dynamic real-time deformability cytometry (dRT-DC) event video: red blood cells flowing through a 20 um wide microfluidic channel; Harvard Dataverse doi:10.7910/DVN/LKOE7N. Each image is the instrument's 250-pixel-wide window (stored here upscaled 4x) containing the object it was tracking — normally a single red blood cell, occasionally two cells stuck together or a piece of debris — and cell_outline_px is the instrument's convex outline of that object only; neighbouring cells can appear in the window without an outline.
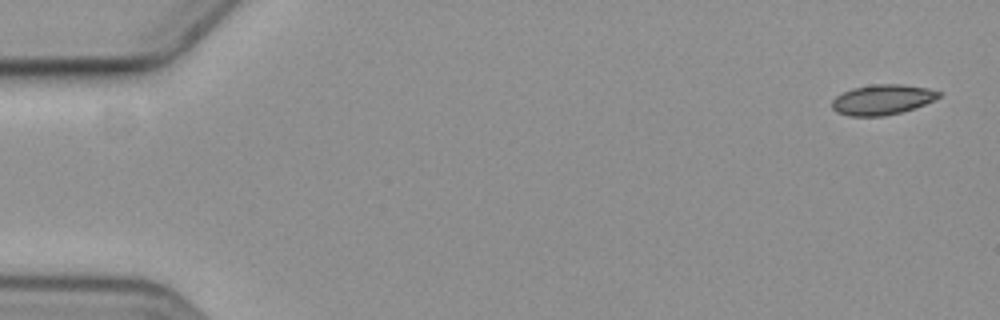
{"species": "common noctule bat (a hibernating species)", "species_latin": "Nyctalus noctula", "temperature_condition": "cold", "stored_images_in_passage": 5, "camera_frame_rate_fps": 3000, "um_per_image_px": 0.085, "animal": {"sex": "female", "body_mass_g": 19.3, "forearm_length_mm": 54.1}, "frame": {"image": 1, "passage_image": 1, "time_ms": 0.0, "image_size_px": [1000, 320], "cell_outline_px": [[944, 92], [940, 96], [916, 108], [884, 116], [848, 116], [836, 112], [832, 108], [832, 100], [836, 96], [852, 88], [872, 84], [900, 84], [928, 88]], "centroid_in_image_um": [74.99, 8.47], "position_along_channel_um": 10.0, "area_um2": 18.84}}
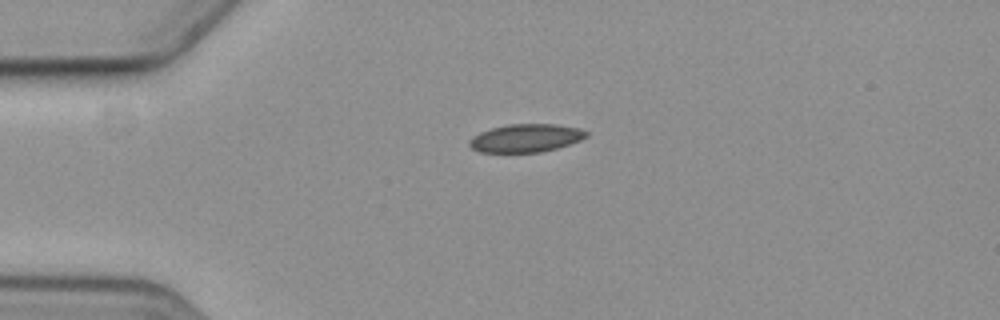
{"frame": {"image": 2, "passage_image": 4, "time_ms": 4.0, "image_size_px": [1000, 320], "cell_outline_px": [[588, 136], [580, 140], [556, 148], [540, 152], [480, 152], [472, 148], [468, 144], [468, 140], [480, 132], [492, 128], [508, 124], [556, 124], [580, 128], [588, 132]], "centroid_in_image_um": [44.7, 11.73], "position_along_channel_um": 40.3, "area_um2": 19.07}}